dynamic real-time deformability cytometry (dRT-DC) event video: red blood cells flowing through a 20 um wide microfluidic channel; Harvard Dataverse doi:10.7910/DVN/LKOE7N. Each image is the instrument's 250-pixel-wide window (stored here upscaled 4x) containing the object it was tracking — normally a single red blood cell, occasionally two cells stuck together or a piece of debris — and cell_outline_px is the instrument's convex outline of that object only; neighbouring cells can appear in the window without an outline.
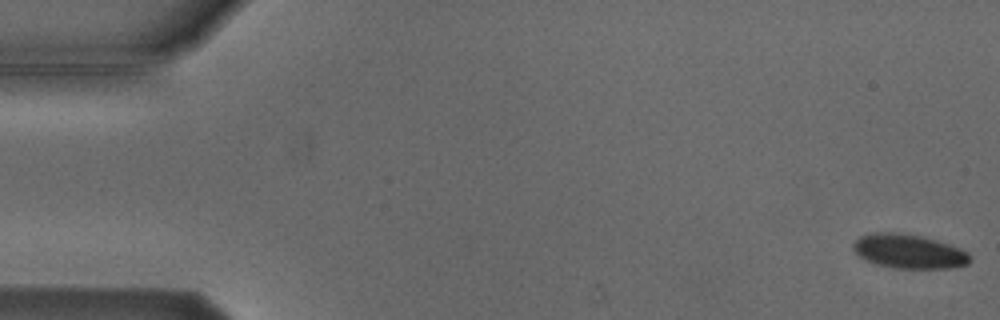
{"species": "Egyptian fruit bat (a non-hibernating species)", "species_latin": "Rousettus aegyptiacus", "temperature_condition": "cold", "stored_images_in_passage": 6, "camera_frame_rate_fps": 3000, "um_per_image_px": 0.085, "animal": {"sex": "male"}, "frame": {"image": 1, "passage_image": 1, "time_ms": 0.0, "image_size_px": [1000, 320], "cell_outline_px": [[972, 260], [968, 264], [952, 268], [896, 268], [876, 264], [860, 256], [852, 248], [852, 244], [860, 236], [872, 232], [896, 232], [920, 236], [948, 244], [960, 248], [968, 252], [972, 256]], "centroid_in_image_um": [77.28, 21.36], "position_along_channel_um": 7.7, "area_um2": 23.18}}
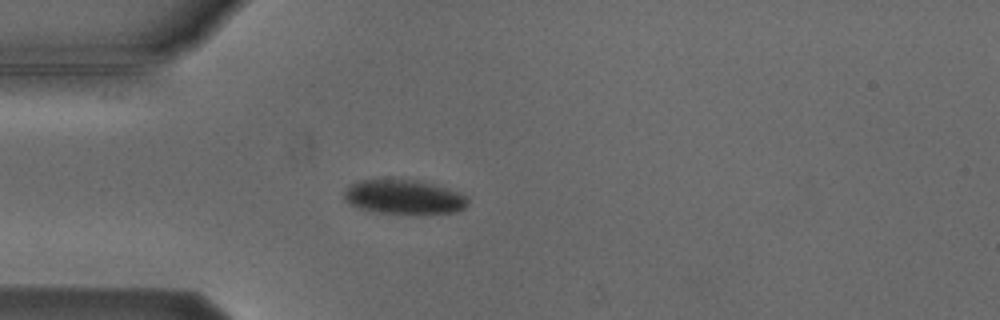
{"frame": {"image": 2, "passage_image": 5, "time_ms": 4.667, "image_size_px": [1000, 320], "cell_outline_px": [[468, 204], [460, 212], [376, 212], [360, 208], [348, 204], [344, 200], [344, 192], [348, 184], [360, 180], [392, 176], [420, 180], [460, 192], [468, 196]], "centroid_in_image_um": [34.28, 16.67], "position_along_channel_um": 50.7, "area_um2": 25.32}}